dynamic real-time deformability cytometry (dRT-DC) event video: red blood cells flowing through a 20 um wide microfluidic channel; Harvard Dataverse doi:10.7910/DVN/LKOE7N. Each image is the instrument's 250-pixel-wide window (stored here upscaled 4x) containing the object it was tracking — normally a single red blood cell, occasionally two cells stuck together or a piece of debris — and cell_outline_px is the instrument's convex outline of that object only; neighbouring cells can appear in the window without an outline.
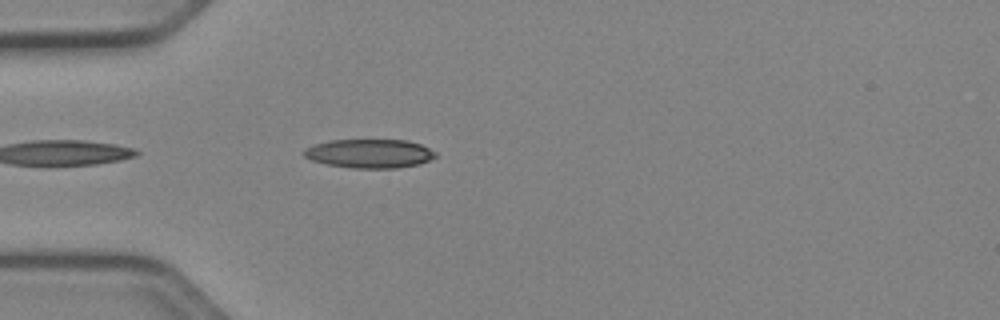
{"species": "Egyptian fruit bat (a non-hibernating species)", "species_latin": "Rousettus aegyptiacus", "temperature_condition": "cold", "stored_images_in_passage": 18, "camera_frame_rate_fps": 3000, "um_per_image_px": 0.085, "animal": {"sex": "female"}, "frame": {"image": 1, "passage_image": 3, "time_ms": 0.667, "image_size_px": [1000, 320], "cell_outline_px": [[436, 156], [420, 164], [396, 168], [352, 168], [328, 164], [312, 160], [304, 156], [304, 148], [312, 144], [328, 140], [408, 140], [420, 144], [436, 152]], "centroid_in_image_um": [31.39, 13.04], "position_along_channel_um": 53.6, "area_um2": 22.14}}
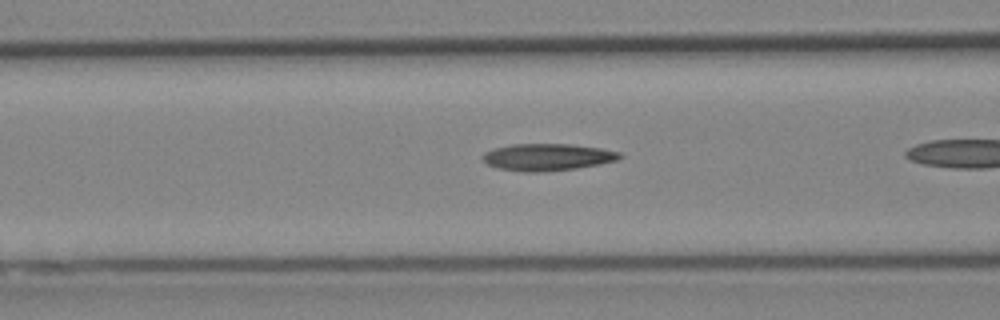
{"frame": {"image": 2, "passage_image": 6, "time_ms": 1.667, "image_size_px": [1000, 320], "cell_outline_px": [[624, 156], [616, 160], [576, 168], [540, 172], [524, 172], [500, 168], [488, 164], [484, 160], [484, 152], [496, 148], [512, 144], [572, 144], [600, 148], [620, 152]], "centroid_in_image_um": [46.55, 13.34], "position_along_channel_um": 120.0, "area_um2": 21.21}}
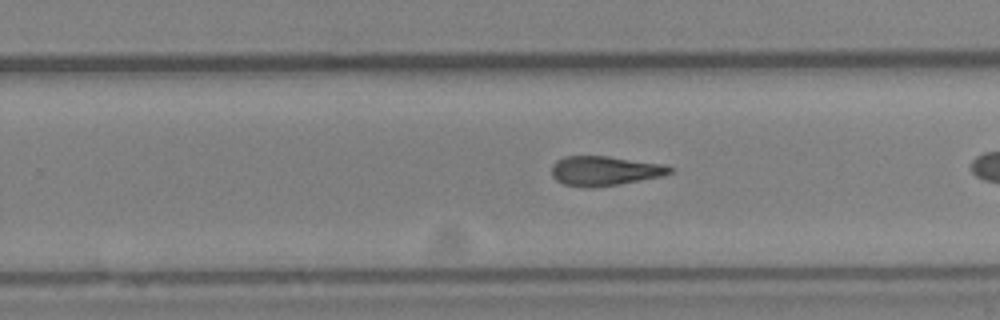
{"frame": {"image": 3, "passage_image": 18, "time_ms": 5.667, "image_size_px": [1000, 320], "cell_outline_px": [[672, 172], [664, 176], [620, 184], [588, 188], [564, 184], [556, 180], [552, 176], [552, 164], [556, 160], [564, 156], [608, 156], [660, 164], [672, 168]], "centroid_in_image_um": [51.36, 14.52], "position_along_channel_um": 278.4, "area_um2": 20.29}}